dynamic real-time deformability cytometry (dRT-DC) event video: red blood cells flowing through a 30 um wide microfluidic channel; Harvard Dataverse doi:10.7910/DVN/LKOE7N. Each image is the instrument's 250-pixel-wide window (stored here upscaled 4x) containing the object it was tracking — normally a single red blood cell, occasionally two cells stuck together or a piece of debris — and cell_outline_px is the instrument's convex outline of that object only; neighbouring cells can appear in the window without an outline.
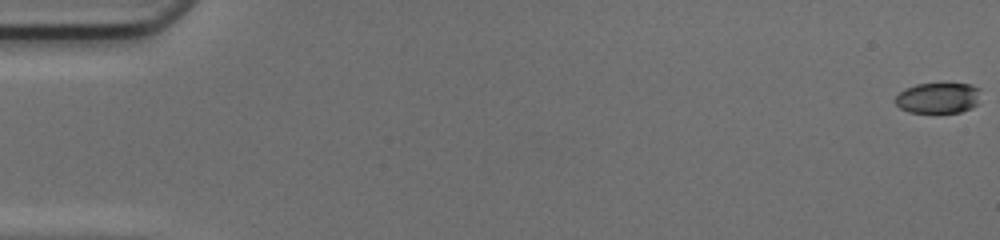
{"species": "common noctule bat (a hibernating species)", "species_latin": "Nyctalus noctula", "temperature_condition": "cold", "stored_images_in_passage": 51, "camera_frame_rate_fps": 3000, "um_per_image_px": 0.085, "animal": {"sex": "female", "body_mass_g": 17.0, "forearm_length_mm": 48.0}, "frame": {"image": 1, "passage_image": 1, "time_ms": 0.0, "image_size_px": [1000, 240], "cell_outline_px": [[980, 88], [976, 104], [972, 108], [960, 112], [908, 112], [900, 108], [896, 104], [896, 96], [904, 88], [916, 84], [972, 84]], "centroid_in_image_um": [79.73, 8.32], "position_along_channel_um": 5.3, "area_um2": 15.14}}
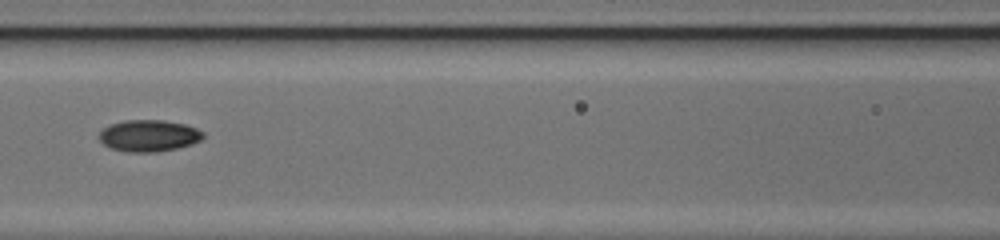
{"frame": {"image": 2, "passage_image": 24, "time_ms": 7.667, "image_size_px": [1000, 240], "cell_outline_px": [[204, 136], [200, 140], [192, 144], [176, 148], [156, 152], [128, 152], [112, 148], [104, 144], [100, 140], [100, 132], [104, 128], [112, 124], [124, 120], [164, 120], [184, 124], [196, 128], [204, 132]], "centroid_in_image_um": [12.67, 11.53], "position_along_channel_um": 153.9, "area_um2": 19.02}}
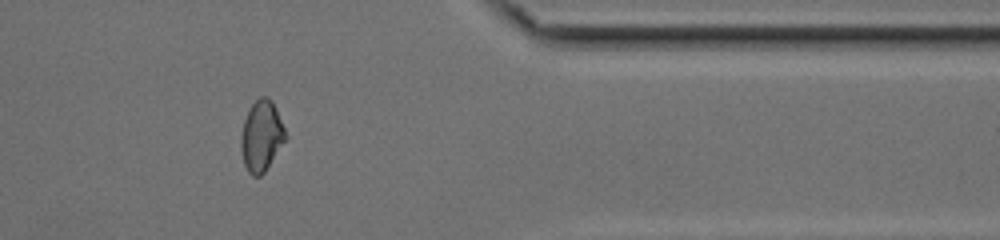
{"frame": {"image": 3, "passage_image": 42, "time_ms": 13.667, "image_size_px": [1000, 240], "cell_outline_px": [[288, 136], [264, 172], [260, 176], [252, 176], [248, 172], [244, 164], [240, 148], [240, 140], [244, 120], [252, 104], [260, 96], [268, 96], [272, 100], [276, 108]], "centroid_in_image_um": [22.22, 11.55], "position_along_channel_um": 389.2, "area_um2": 18.32}, "authors_computed_cell_mechanics": {"area_um2": 18.207, "velocity_mm_per_s": 4.2284, "shape_relaxation_time_tau1_ms": 6.9437, "shape_relaxation_time_tau2_ms": 1.2756, "deformation_change_tau1": 0.1699, "deformation_change_tau2": 0.0449}}